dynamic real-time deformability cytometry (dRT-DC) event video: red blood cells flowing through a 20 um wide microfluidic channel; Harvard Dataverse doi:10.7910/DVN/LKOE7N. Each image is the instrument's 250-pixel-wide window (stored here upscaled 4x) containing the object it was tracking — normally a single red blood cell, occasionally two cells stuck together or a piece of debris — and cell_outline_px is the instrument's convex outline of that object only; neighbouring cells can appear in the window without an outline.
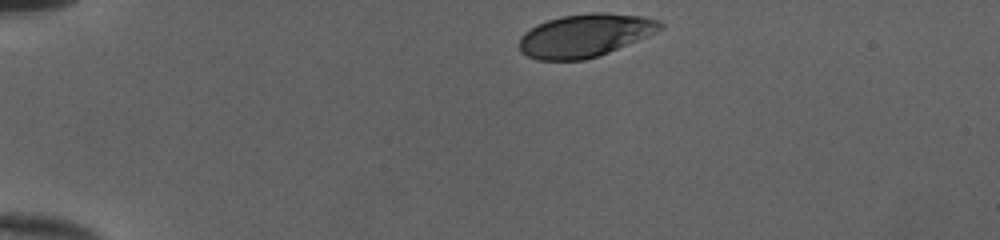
{"species": "human", "species_latin": "Homo sapiens", "temperature_condition": "cold", "stored_images_in_passage": 34, "camera_frame_rate_fps": 3000, "um_per_image_px": 0.085, "donor": {"sex": "female"}, "frame": {"image": 1, "passage_image": 1, "time_ms": 0.0, "image_size_px": [1000, 240], "cell_outline_px": [[664, 28], [648, 36], [608, 52], [584, 60], [536, 60], [520, 52], [520, 36], [524, 32], [536, 24], [560, 16], [592, 12], [608, 12], [644, 16], [660, 20], [664, 24]], "centroid_in_image_um": [49.74, 2.99], "position_along_channel_um": 35.3, "area_um2": 35.55}}
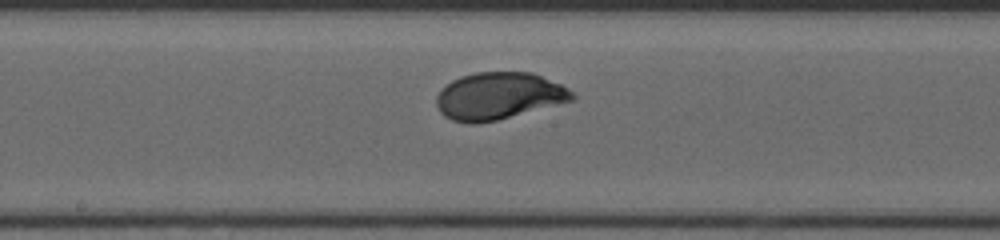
{"frame": {"image": 2, "passage_image": 19, "time_ms": 6.0, "image_size_px": [1000, 240], "cell_outline_px": [[576, 96], [572, 100], [496, 120], [476, 124], [468, 124], [452, 120], [444, 116], [440, 112], [436, 104], [436, 96], [440, 88], [452, 80], [460, 76], [476, 72], [532, 72], [560, 84], [568, 88]], "centroid_in_image_um": [42.33, 8.15], "position_along_channel_um": 205.9, "area_um2": 37.17}}
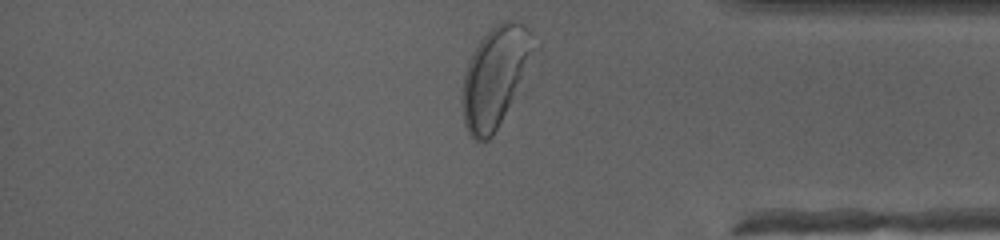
{"frame": {"image": 3, "passage_image": 34, "time_ms": 11.0, "image_size_px": [1000, 240], "cell_outline_px": [[540, 44], [492, 136], [488, 140], [476, 140], [468, 132], [464, 124], [460, 104], [464, 72], [468, 60], [480, 40], [500, 20], [512, 20], [528, 28]], "centroid_in_image_um": [42.07, 6.46], "position_along_channel_um": 393.1, "area_um2": 41.44}, "authors_computed_cell_mechanics": {"area_um2": 37.1365, "velocity_mm_per_s": 3.9752, "shape_relaxation_time_tau1_ms": 2.4241, "shape_relaxation_time_tau2_ms": null, "deformation_change_tau1": 0.1494, "deformation_change_tau2": null}}